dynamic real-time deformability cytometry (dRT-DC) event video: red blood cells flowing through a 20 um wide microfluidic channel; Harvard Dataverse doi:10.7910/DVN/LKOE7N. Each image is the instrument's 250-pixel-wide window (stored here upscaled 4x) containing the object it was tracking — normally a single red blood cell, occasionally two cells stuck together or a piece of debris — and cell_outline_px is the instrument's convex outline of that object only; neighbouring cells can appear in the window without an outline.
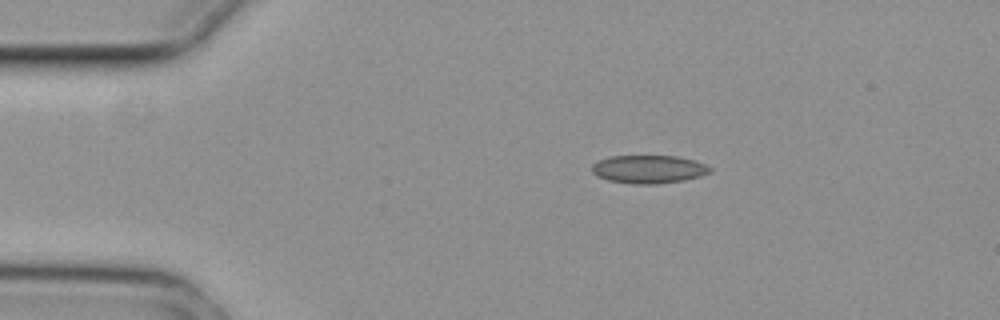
{"species": "common noctule bat (a hibernating species)", "species_latin": "Nyctalus noctula", "temperature_condition": "cold", "stored_images_in_passage": 3, "camera_frame_rate_fps": 3000, "um_per_image_px": 0.085, "animal": {"sex": "female", "body_mass_g": 29.2, "forearm_length_mm": 56.3}, "frame": {"image": 1, "passage_image": 1, "time_ms": 0.0, "image_size_px": [1000, 320], "cell_outline_px": [[712, 172], [700, 176], [684, 180], [656, 184], [632, 184], [608, 180], [596, 176], [592, 172], [592, 164], [600, 160], [612, 156], [676, 156], [692, 160], [704, 164], [712, 168]], "centroid_in_image_um": [55.13, 14.39], "position_along_channel_um": 29.9, "area_um2": 19.31}}
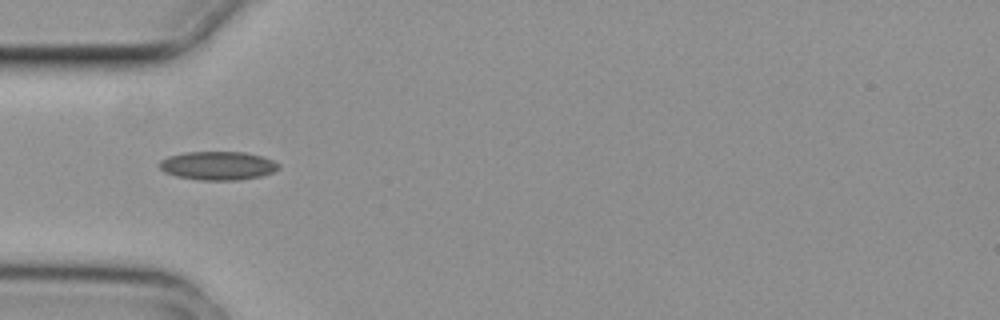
{"frame": {"image": 2, "passage_image": 3, "time_ms": 0.667, "image_size_px": [1000, 320], "cell_outline_px": [[280, 168], [272, 172], [260, 176], [240, 180], [200, 180], [176, 176], [164, 172], [160, 168], [160, 160], [168, 156], [184, 152], [244, 152], [264, 156], [280, 164]], "centroid_in_image_um": [18.53, 14.08], "position_along_channel_um": 66.5, "area_um2": 19.94}}